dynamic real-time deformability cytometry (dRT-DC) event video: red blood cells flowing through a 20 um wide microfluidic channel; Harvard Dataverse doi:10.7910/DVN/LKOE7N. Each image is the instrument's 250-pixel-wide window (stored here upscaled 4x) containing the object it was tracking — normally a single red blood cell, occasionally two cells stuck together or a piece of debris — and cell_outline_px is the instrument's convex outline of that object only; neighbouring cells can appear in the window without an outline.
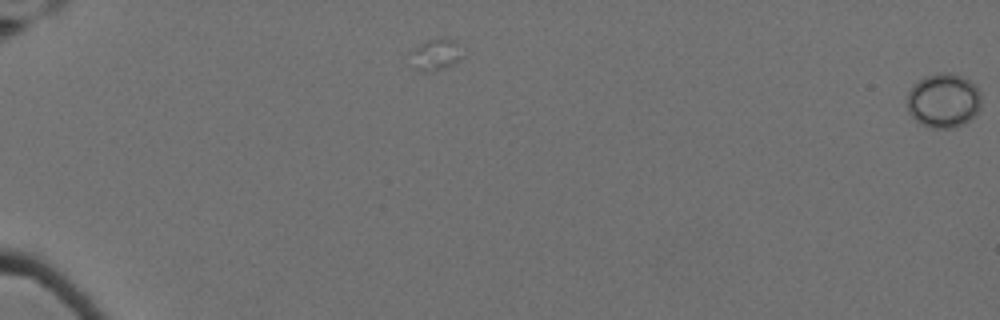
{"species": "Egyptian fruit bat (a non-hibernating species)", "species_latin": "Rousettus aegyptiacus", "temperature_condition": "cold", "stored_images_in_passage": 4, "segment_of_instrument_passage": [2, 2], "camera_frame_rate_fps": 3000, "um_per_image_px": 0.085, "animal": {"sex": "female"}, "frame": {"image": 1, "passage_image": 4, "time_ms": 1.0, "image_size_px": [1000, 320], "cell_outline_px": [[980, 108], [976, 116], [964, 124], [952, 128], [928, 128], [920, 124], [908, 112], [908, 92], [912, 84], [924, 76], [940, 72], [948, 72], [960, 76], [976, 84], [980, 92]], "centroid_in_image_um": [80.2, 8.55], "position_along_channel_um": 4.8, "area_um2": 23.87}}